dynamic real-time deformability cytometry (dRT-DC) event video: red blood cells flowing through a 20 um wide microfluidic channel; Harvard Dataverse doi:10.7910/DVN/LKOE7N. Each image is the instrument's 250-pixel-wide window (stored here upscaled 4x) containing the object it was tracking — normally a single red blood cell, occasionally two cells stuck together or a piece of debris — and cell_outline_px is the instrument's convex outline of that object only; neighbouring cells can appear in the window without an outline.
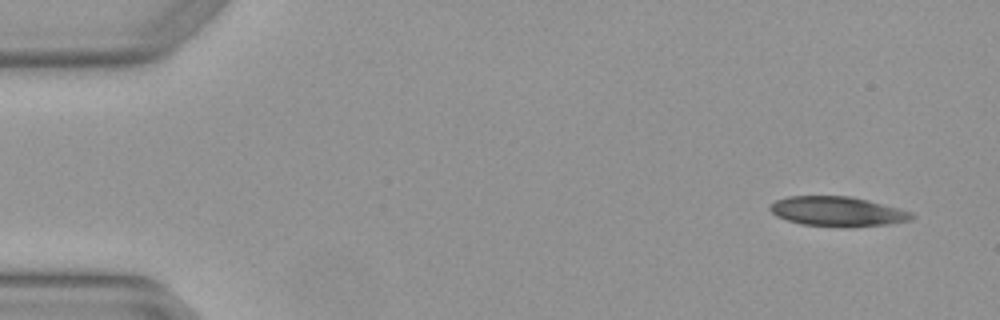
{"species": "Egyptian fruit bat (a non-hibernating species)", "species_latin": "Rousettus aegyptiacus", "temperature_condition": "warm", "stored_images_in_passage": 5, "camera_frame_rate_fps": 3000, "um_per_image_px": 0.085, "animal": {"sex": "female"}, "frame": {"image": 1, "passage_image": 1, "time_ms": 0.0, "image_size_px": [1000, 320], "cell_outline_px": [[916, 216], [912, 220], [888, 224], [800, 224], [776, 216], [768, 208], [776, 200], [788, 196], [852, 196], [900, 208], [912, 212]], "centroid_in_image_um": [71.19, 17.92], "position_along_channel_um": 13.8, "area_um2": 23.58}}
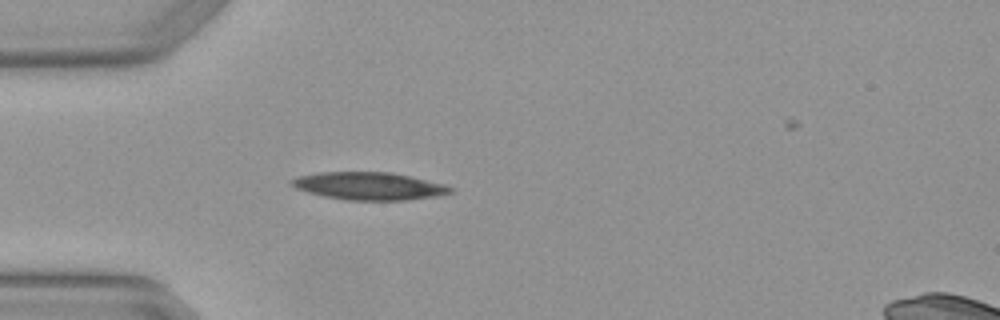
{"frame": {"image": 2, "passage_image": 4, "time_ms": 1.0, "image_size_px": [1000, 320], "cell_outline_px": [[456, 188], [452, 192], [436, 196], [408, 200], [344, 200], [324, 196], [308, 192], [296, 188], [288, 184], [288, 180], [296, 176], [320, 172], [392, 172], [444, 184]], "centroid_in_image_um": [31.34, 15.81], "position_along_channel_um": 53.7, "area_um2": 25.78}}